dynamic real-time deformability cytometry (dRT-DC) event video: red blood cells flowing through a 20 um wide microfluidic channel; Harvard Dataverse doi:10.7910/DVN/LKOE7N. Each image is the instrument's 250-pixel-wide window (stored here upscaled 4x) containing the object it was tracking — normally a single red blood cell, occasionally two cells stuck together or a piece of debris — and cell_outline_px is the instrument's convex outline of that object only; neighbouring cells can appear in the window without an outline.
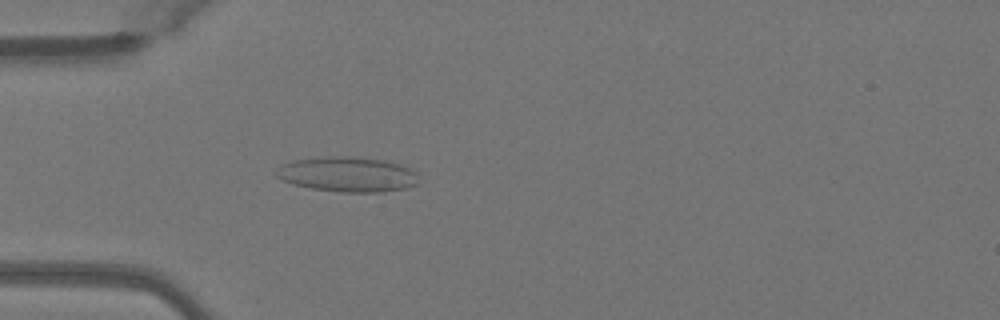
{"species": "Egyptian fruit bat (a non-hibernating species)", "species_latin": "Rousettus aegyptiacus", "temperature_condition": "warm", "stored_images_in_passage": 39, "camera_frame_rate_fps": 3000, "um_per_image_px": 0.085, "animal": {"sex": "female"}, "frame": {"image": 1, "passage_image": 15, "time_ms": 4.667, "image_size_px": [1000, 320], "cell_outline_px": [[416, 184], [408, 188], [384, 192], [340, 192], [312, 188], [296, 184], [284, 180], [276, 176], [276, 172], [280, 164], [292, 160], [332, 156], [344, 156], [384, 160], [400, 164], [416, 172]], "centroid_in_image_um": [29.54, 14.82], "position_along_channel_um": 55.5, "area_um2": 28.84}}
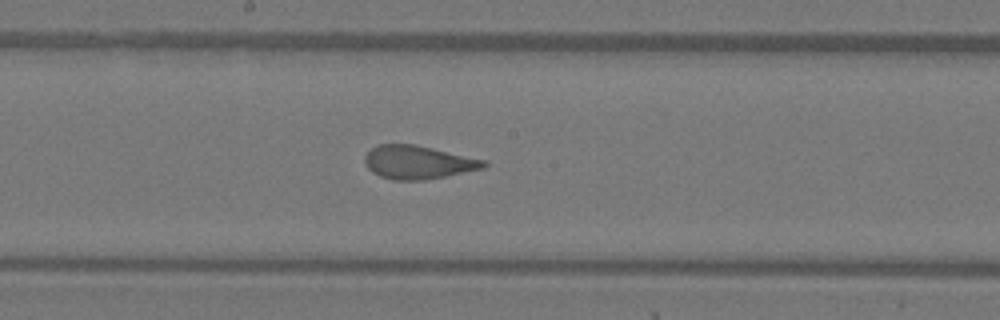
{"frame": {"image": 2, "passage_image": 27, "time_ms": 8.667, "image_size_px": [1000, 320], "cell_outline_px": [[488, 164], [484, 168], [424, 180], [392, 180], [380, 176], [372, 172], [364, 164], [364, 156], [376, 144], [416, 144], [488, 160]], "centroid_in_image_um": [35.53, 13.78], "position_along_channel_um": 212.7, "area_um2": 23.35}}
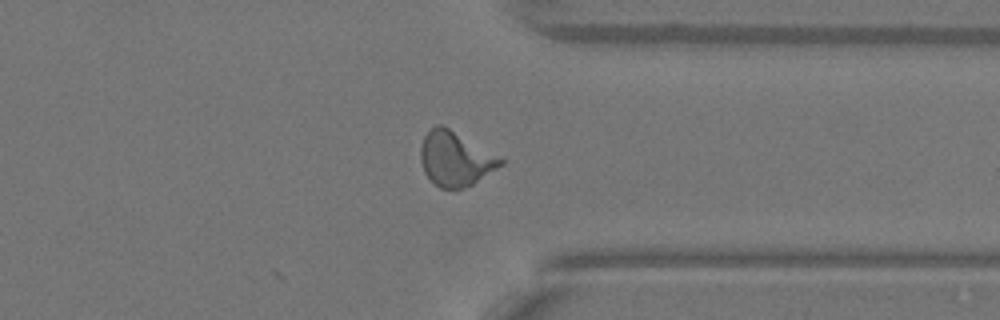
{"frame": {"image": 3, "passage_image": 39, "time_ms": 12.667, "image_size_px": [1000, 320], "cell_outline_px": [[504, 164], [472, 184], [460, 188], [440, 188], [424, 172], [420, 160], [420, 148], [424, 136], [436, 124], [440, 124], [448, 128], [504, 160]], "centroid_in_image_um": [38.67, 13.5], "position_along_channel_um": 372.7, "area_um2": 24.62}, "authors_computed_cell_mechanics": {"area_um2": 24.6228, "velocity_mm_per_s": 4.0599, "shape_relaxation_time_tau1_ms": null, "shape_relaxation_time_tau2_ms": 0.8781, "deformation_change_tau1": null, "deformation_change_tau2": 0.0898}}